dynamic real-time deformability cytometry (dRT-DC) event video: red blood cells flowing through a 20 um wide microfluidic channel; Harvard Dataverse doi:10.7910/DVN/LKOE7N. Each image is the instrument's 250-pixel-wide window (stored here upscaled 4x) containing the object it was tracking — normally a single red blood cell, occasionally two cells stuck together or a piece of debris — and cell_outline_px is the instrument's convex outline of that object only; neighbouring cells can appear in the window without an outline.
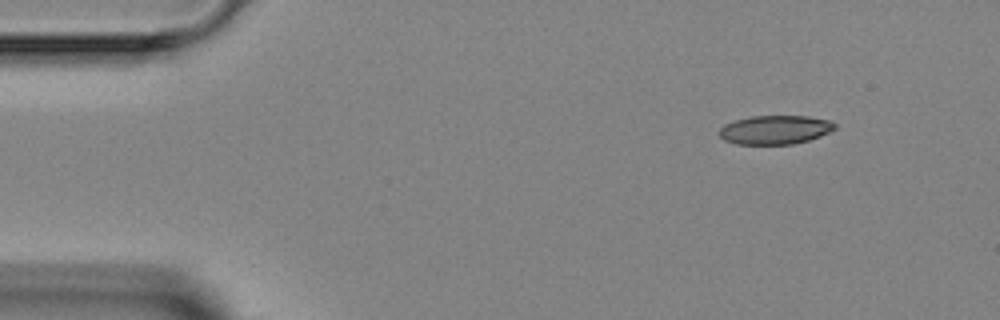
{"species": "Egyptian fruit bat (a non-hibernating species)", "species_latin": "Rousettus aegyptiacus", "temperature_condition": "room temperature", "stored_images_in_passage": 4, "segment_of_instrument_passage": [1, 2], "camera_frame_rate_fps": 3000, "um_per_image_px": 0.085, "animal": {"sex": "female"}, "frame": {"image": 1, "passage_image": 1, "time_ms": 0.0, "image_size_px": [1000, 320], "cell_outline_px": [[836, 128], [820, 136], [808, 140], [792, 144], [736, 144], [724, 140], [720, 136], [720, 128], [724, 124], [736, 120], [752, 116], [808, 116], [828, 120], [836, 124]], "centroid_in_image_um": [65.87, 11.03], "position_along_channel_um": 19.1, "area_um2": 19.31}}